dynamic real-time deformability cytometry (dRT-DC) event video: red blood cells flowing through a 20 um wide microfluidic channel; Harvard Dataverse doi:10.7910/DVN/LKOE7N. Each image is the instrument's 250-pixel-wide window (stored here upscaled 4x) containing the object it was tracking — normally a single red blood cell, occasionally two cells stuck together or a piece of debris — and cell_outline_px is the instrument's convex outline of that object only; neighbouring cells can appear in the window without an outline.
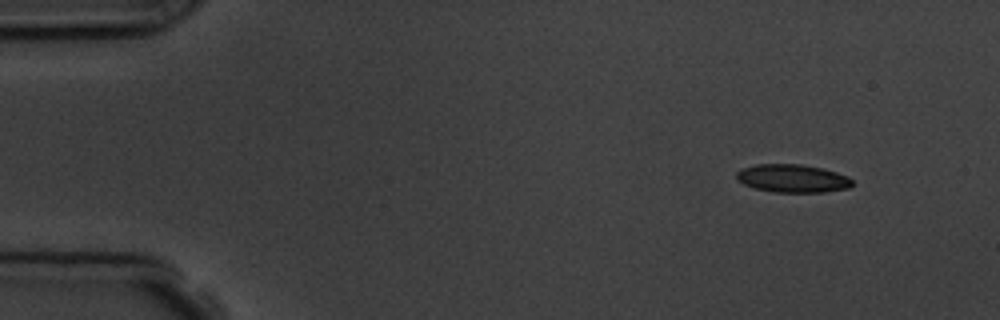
{"species": "common noctule bat (a hibernating species)", "species_latin": "Nyctalus noctula", "temperature_condition": "room temperature", "stored_images_in_passage": 4, "camera_frame_rate_fps": 3000, "um_per_image_px": 0.085, "animal": {"sex": "male", "body_mass_g": 19.5, "forearm_length_mm": 54.6}, "frame": {"image": 1, "passage_image": 1, "time_ms": 0.0, "image_size_px": [1000, 320], "cell_outline_px": [[852, 184], [848, 188], [824, 192], [772, 192], [756, 188], [744, 184], [736, 180], [736, 172], [740, 168], [756, 164], [800, 164], [820, 168], [836, 172], [848, 176], [852, 180]], "centroid_in_image_um": [67.32, 15.16], "position_along_channel_um": 17.7, "area_um2": 18.96}}
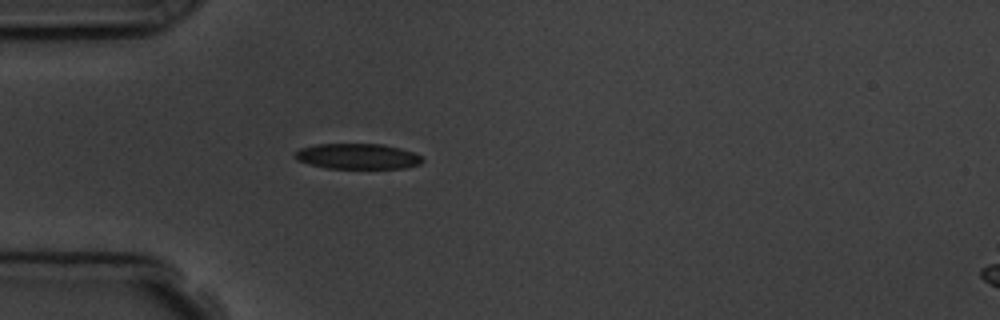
{"frame": {"image": 2, "passage_image": 4, "time_ms": 3.333, "image_size_px": [1000, 320], "cell_outline_px": [[424, 160], [420, 164], [404, 168], [328, 168], [308, 164], [296, 160], [296, 152], [300, 148], [316, 144], [384, 144], [400, 148], [412, 152], [420, 156]], "centroid_in_image_um": [30.39, 13.28], "position_along_channel_um": 54.6, "area_um2": 18.84}}